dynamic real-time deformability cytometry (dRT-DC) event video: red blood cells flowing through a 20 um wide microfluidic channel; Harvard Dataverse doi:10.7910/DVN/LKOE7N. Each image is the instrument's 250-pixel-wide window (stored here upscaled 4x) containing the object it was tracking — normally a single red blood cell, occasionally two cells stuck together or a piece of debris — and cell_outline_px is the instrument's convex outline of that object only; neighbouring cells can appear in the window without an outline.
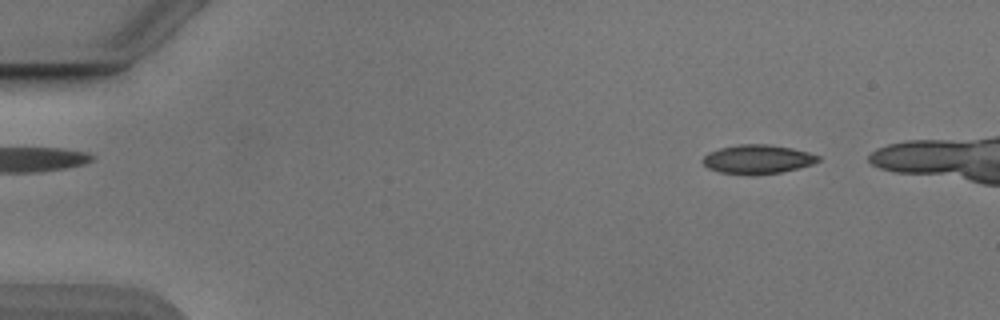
{"species": "Egyptian fruit bat (a non-hibernating species)", "species_latin": "Rousettus aegyptiacus", "temperature_condition": "cold", "stored_images_in_passage": 47, "camera_frame_rate_fps": 3000, "um_per_image_px": 0.085, "animal": {"sex": "male"}, "frame": {"image": 1, "passage_image": 6, "time_ms": 1.667, "image_size_px": [1000, 320], "cell_outline_px": [[820, 160], [812, 164], [780, 172], [752, 176], [720, 172], [708, 168], [700, 160], [708, 152], [720, 148], [740, 144], [768, 144], [792, 148], [808, 152], [820, 156]], "centroid_in_image_um": [64.36, 13.54], "position_along_channel_um": 20.6, "area_um2": 19.59}}
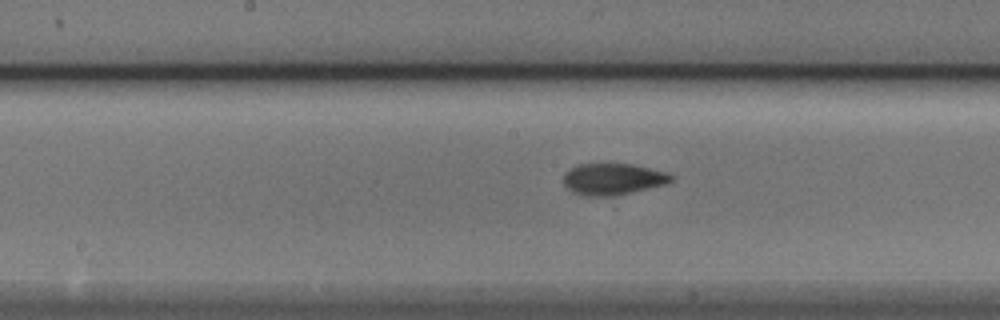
{"frame": {"image": 2, "passage_image": 27, "time_ms": 8.667, "image_size_px": [1000, 320], "cell_outline_px": [[676, 176], [672, 180], [664, 184], [632, 192], [608, 196], [588, 196], [576, 192], [568, 188], [564, 184], [564, 172], [580, 164], [632, 164], [668, 172]], "centroid_in_image_um": [52.13, 15.21], "position_along_channel_um": 196.1, "area_um2": 19.48}}
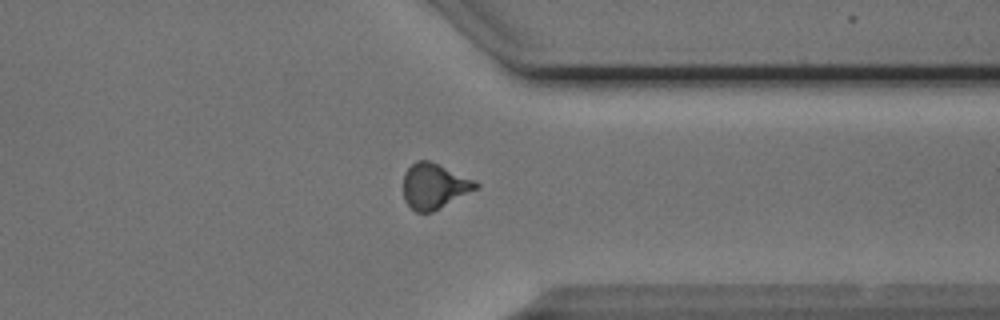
{"frame": {"image": 3, "passage_image": 41, "time_ms": 13.333, "image_size_px": [1000, 320], "cell_outline_px": [[480, 188], [432, 212], [416, 212], [404, 200], [404, 172], [416, 160], [428, 160], [472, 180], [480, 184]], "centroid_in_image_um": [36.9, 15.84], "position_along_channel_um": 374.5, "area_um2": 18.9}}